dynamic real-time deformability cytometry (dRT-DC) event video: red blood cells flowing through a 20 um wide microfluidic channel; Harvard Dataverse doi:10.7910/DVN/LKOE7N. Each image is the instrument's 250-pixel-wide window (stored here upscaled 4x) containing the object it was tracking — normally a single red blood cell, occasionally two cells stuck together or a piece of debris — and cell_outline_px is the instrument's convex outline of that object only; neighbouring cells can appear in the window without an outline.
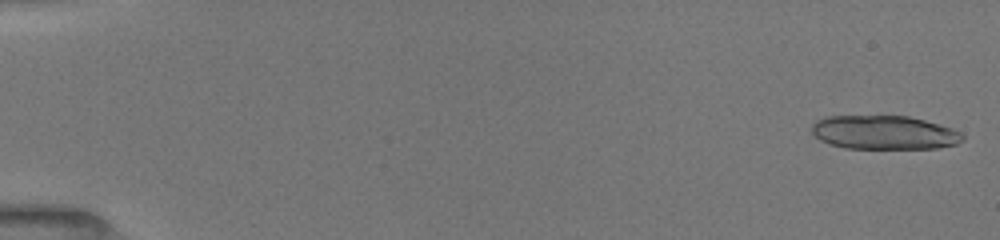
{"species": "common noctule bat (a hibernating species)", "species_latin": "Nyctalus noctula", "temperature_condition": "room temperature", "stored_images_in_passage": 32, "camera_frame_rate_fps": 3000, "um_per_image_px": 0.085, "animal": {"sex": "female", "body_mass_g": 19.5, "forearm_length_mm": 54.1}, "frame": {"image": 1, "passage_image": 1, "time_ms": 0.0, "image_size_px": [1000, 240], "cell_outline_px": [[964, 140], [956, 144], [936, 148], [844, 148], [828, 144], [820, 140], [812, 132], [812, 124], [816, 120], [824, 116], [908, 116], [924, 120], [952, 128], [960, 132], [964, 136]], "centroid_in_image_um": [75.13, 11.26], "position_along_channel_um": 9.9, "area_um2": 29.77}}